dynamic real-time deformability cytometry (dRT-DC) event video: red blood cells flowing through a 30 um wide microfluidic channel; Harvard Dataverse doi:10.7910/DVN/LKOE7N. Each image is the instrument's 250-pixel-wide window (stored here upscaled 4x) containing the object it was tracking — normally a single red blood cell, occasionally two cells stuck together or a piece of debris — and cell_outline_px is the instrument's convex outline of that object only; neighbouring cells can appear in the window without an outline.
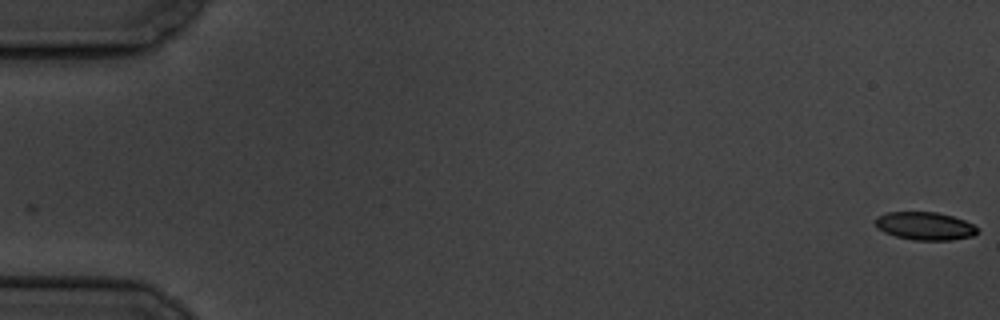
{"species": "common noctule bat (a hibernating species)", "species_latin": "Nyctalus noctula", "temperature_condition": "cold", "stored_images_in_passage": 59, "camera_frame_rate_fps": 3000, "um_per_image_px": 0.085, "animal": {"sex": "male", "body_mass_g": 19.5, "forearm_length_mm": 54.6}, "frame": {"image": 1, "passage_image": 1, "time_ms": 0.0, "image_size_px": [1000, 320], "cell_outline_px": [[980, 232], [972, 236], [952, 240], [912, 240], [896, 236], [884, 232], [876, 228], [876, 216], [888, 212], [936, 212], [952, 216], [964, 220], [972, 224]], "centroid_in_image_um": [78.61, 19.21], "position_along_channel_um": 6.4, "area_um2": 16.65}}
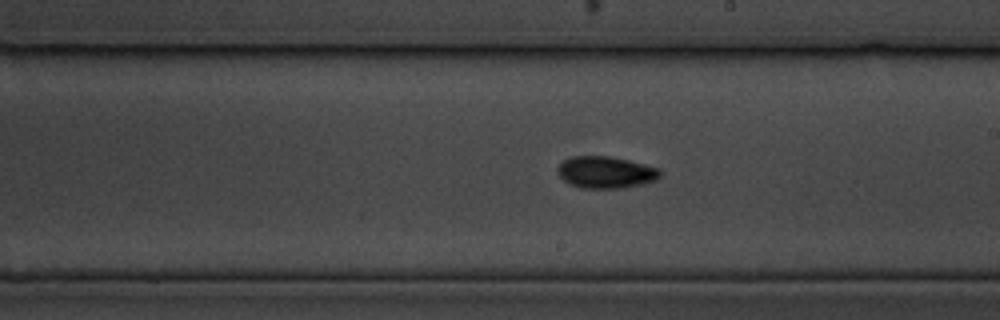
{"frame": {"image": 2, "passage_image": 34, "time_ms": 11.0, "image_size_px": [1000, 320], "cell_outline_px": [[660, 176], [656, 180], [640, 184], [620, 188], [580, 188], [568, 184], [556, 172], [556, 168], [564, 160], [572, 156], [608, 156], [628, 160], [660, 168]], "centroid_in_image_um": [51.45, 14.64], "position_along_channel_um": 237.5, "area_um2": 19.02}}
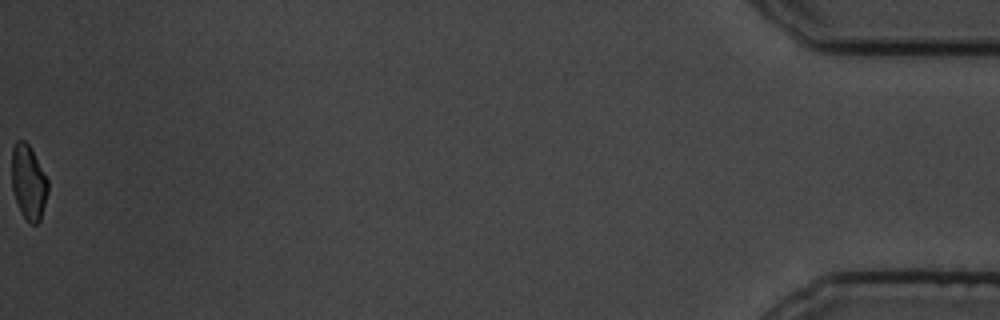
{"frame": {"image": 3, "passage_image": 59, "time_ms": 19.333, "image_size_px": [1000, 320], "cell_outline_px": [[48, 192], [40, 220], [36, 224], [28, 224], [20, 212], [12, 188], [12, 148], [16, 140], [24, 140], [28, 144], [48, 180]], "centroid_in_image_um": [2.41, 15.52], "position_along_channel_um": 432.8, "area_um2": 15.66}, "authors_computed_cell_mechanics": {"area_um2": 17.34, "velocity_mm_per_s": 3.4934, "shape_relaxation_time_tau1_ms": 2.4793, "shape_relaxation_time_tau2_ms": 6.9738, "deformation_change_tau1": 0.1065, "deformation_change_tau2": 0.1229}}